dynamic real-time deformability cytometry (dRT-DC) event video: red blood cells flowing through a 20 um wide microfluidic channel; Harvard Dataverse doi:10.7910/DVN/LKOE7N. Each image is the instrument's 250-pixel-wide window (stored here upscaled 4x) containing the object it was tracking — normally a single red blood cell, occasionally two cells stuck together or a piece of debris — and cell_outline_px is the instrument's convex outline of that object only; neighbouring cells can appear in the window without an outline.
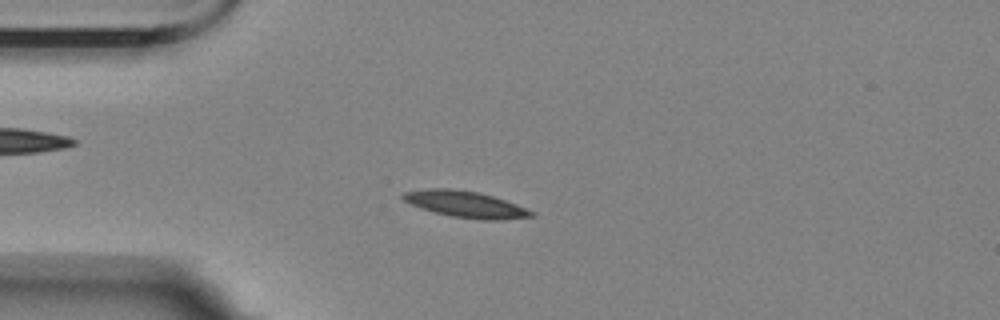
{"species": "Egyptian fruit bat (a non-hibernating species)", "species_latin": "Rousettus aegyptiacus", "temperature_condition": "room temperature", "stored_images_in_passage": 3, "camera_frame_rate_fps": 3000, "um_per_image_px": 0.085, "animal": {"sex": "female"}, "frame": {"image": 1, "passage_image": 2, "time_ms": 2.0, "image_size_px": [1000, 320], "cell_outline_px": [[536, 216], [500, 220], [484, 220], [452, 216], [420, 208], [404, 200], [400, 196], [404, 192], [428, 188], [448, 188], [476, 192], [492, 196], [516, 204], [536, 212]], "centroid_in_image_um": [39.59, 17.37], "position_along_channel_um": 45.4, "area_um2": 19.54}}